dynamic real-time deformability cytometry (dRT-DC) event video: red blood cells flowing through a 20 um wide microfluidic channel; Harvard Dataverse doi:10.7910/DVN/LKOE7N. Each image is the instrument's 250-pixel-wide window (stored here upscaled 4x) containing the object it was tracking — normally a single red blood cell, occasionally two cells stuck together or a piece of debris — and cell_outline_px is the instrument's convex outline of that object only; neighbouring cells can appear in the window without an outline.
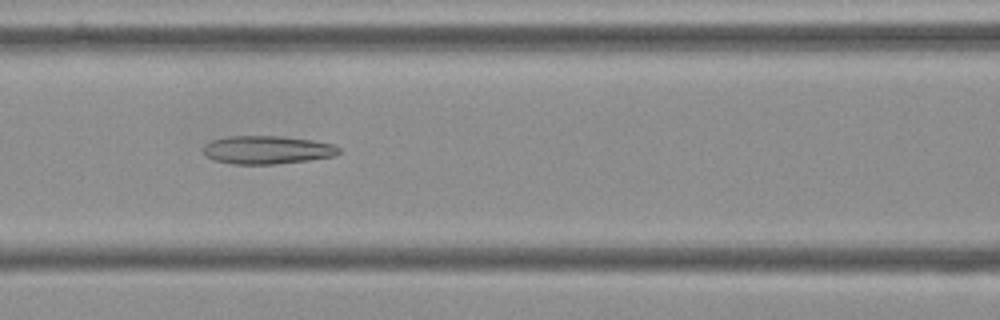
{"species": "Egyptian fruit bat (a non-hibernating species)", "species_latin": "Rousettus aegyptiacus", "temperature_condition": "cold", "stored_images_in_passage": 55, "camera_frame_rate_fps": 3000, "um_per_image_px": 0.085, "frame": {"image": 1, "passage_image": 23, "time_ms": 7.333, "image_size_px": [1000, 320], "cell_outline_px": [[340, 152], [336, 156], [308, 160], [276, 164], [232, 164], [212, 160], [204, 152], [204, 144], [212, 140], [228, 136], [284, 136], [312, 140], [332, 144], [340, 148]], "centroid_in_image_um": [22.71, 12.74], "position_along_channel_um": 143.9, "area_um2": 22.37}}
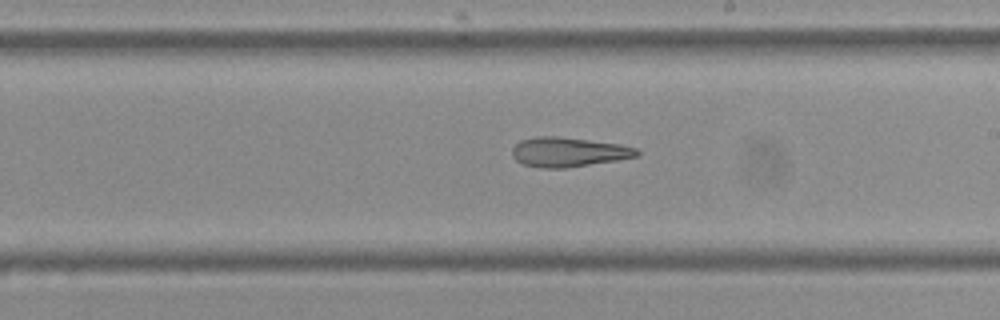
{"frame": {"image": 2, "passage_image": 31, "time_ms": 10.0, "image_size_px": [1000, 320], "cell_outline_px": [[640, 156], [616, 160], [564, 168], [544, 168], [524, 164], [516, 160], [512, 156], [512, 148], [520, 140], [536, 136], [556, 136], [620, 144], [636, 148], [640, 152]], "centroid_in_image_um": [48.31, 12.92], "position_along_channel_um": 240.7, "area_um2": 21.33}}
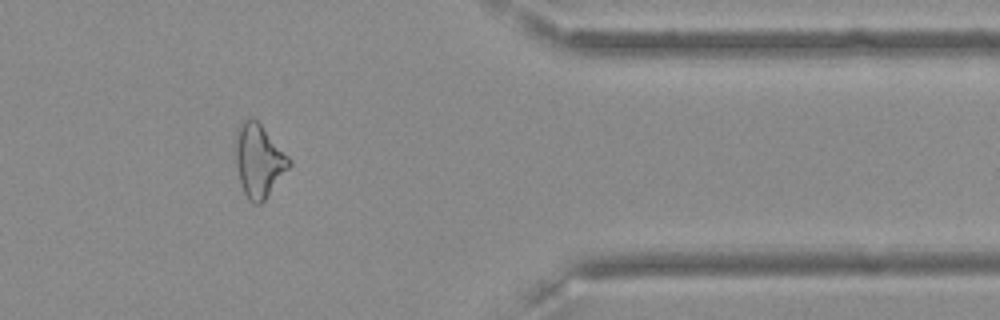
{"frame": {"image": 3, "passage_image": 45, "time_ms": 14.667, "image_size_px": [1000, 320], "cell_outline_px": [[292, 164], [268, 196], [260, 204], [252, 204], [248, 200], [244, 192], [240, 180], [236, 164], [236, 128], [244, 120], [252, 116], [260, 124], [292, 160]], "centroid_in_image_um": [22.0, 13.66], "position_along_channel_um": 389.4, "area_um2": 22.66}, "authors_computed_cell_mechanics": {"area_um2": 24.1604, "velocity_mm_per_s": 3.631, "shape_relaxation_time_tau1_ms": null, "shape_relaxation_time_tau2_ms": 5.497, "deformation_change_tau1": null, "deformation_change_tau2": 0.1711}}